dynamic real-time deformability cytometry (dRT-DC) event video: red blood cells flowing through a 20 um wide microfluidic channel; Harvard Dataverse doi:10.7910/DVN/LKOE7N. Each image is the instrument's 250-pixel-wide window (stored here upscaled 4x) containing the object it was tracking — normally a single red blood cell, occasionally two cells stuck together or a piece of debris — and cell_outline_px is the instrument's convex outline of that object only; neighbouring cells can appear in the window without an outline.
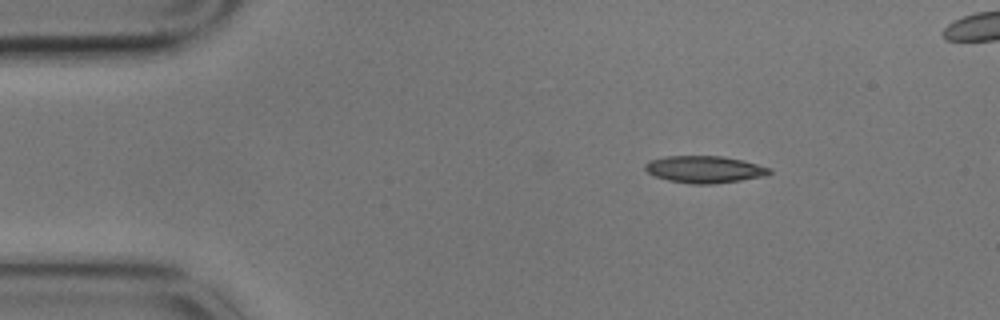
{"species": "common noctule bat (a hibernating species)", "species_latin": "Nyctalus noctula", "temperature_condition": "cold", "stored_images_in_passage": 13, "camera_frame_rate_fps": 3000, "um_per_image_px": 0.085, "animal": {"sex": "male", "body_mass_g": 17.9}, "frame": {"image": 1, "passage_image": 1, "time_ms": 0.0, "image_size_px": [1000, 320], "cell_outline_px": [[772, 172], [768, 176], [712, 184], [692, 184], [668, 180], [652, 176], [644, 168], [644, 164], [648, 160], [664, 156], [720, 156], [744, 160], [772, 168]], "centroid_in_image_um": [59.89, 14.39], "position_along_channel_um": 25.1, "area_um2": 19.88}}
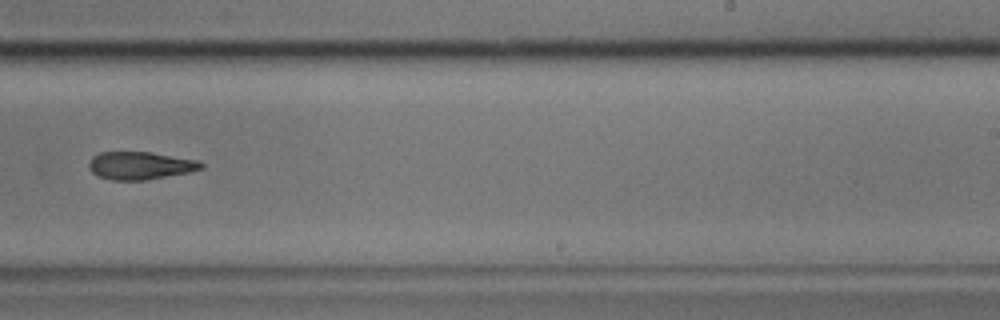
{"frame": {"image": 2, "passage_image": 8, "time_ms": 2.333, "image_size_px": [1000, 320], "cell_outline_px": [[204, 168], [192, 172], [144, 180], [112, 180], [96, 176], [88, 168], [88, 160], [92, 156], [100, 152], [152, 152], [200, 160], [204, 164]], "centroid_in_image_um": [11.93, 14.07], "position_along_channel_um": 277.1, "area_um2": 18.55}}
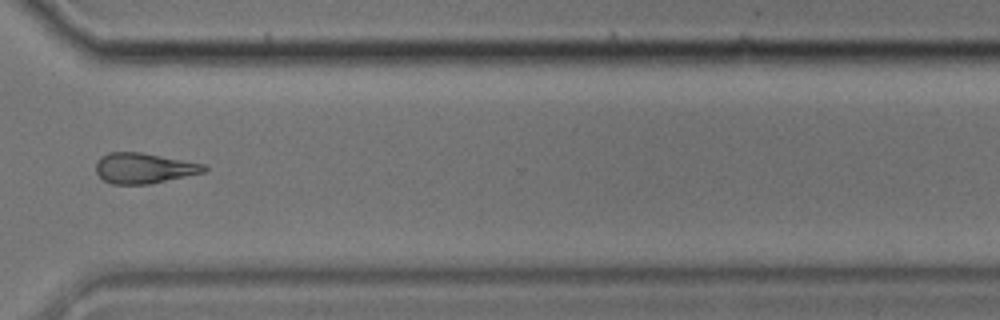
{"frame": {"image": 3, "passage_image": 10, "time_ms": 3.0, "image_size_px": [1000, 320], "cell_outline_px": [[208, 172], [148, 184], [112, 184], [104, 180], [96, 172], [96, 160], [100, 156], [108, 152], [140, 152], [204, 164], [208, 168]], "centroid_in_image_um": [12.23, 14.29], "position_along_channel_um": 358.4, "area_um2": 19.25}}